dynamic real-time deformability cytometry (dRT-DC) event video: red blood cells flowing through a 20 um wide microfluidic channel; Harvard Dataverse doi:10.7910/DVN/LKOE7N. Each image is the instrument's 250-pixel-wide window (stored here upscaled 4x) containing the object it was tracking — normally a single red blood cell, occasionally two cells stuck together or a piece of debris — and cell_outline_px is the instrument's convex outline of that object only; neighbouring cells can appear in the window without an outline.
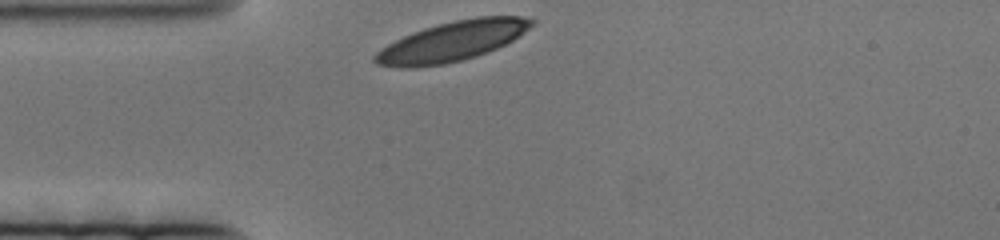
{"species": "human", "species_latin": "Homo sapiens", "temperature_condition": "cold", "stored_images_in_passage": 46, "camera_frame_rate_fps": 3000, "um_per_image_px": 0.085, "donor": {"sex": "female"}, "frame": {"image": 1, "passage_image": 1, "time_ms": 0.0, "image_size_px": [1000, 240], "cell_outline_px": [[536, 24], [512, 40], [488, 52], [476, 56], [444, 64], [416, 68], [400, 68], [376, 64], [372, 60], [372, 56], [376, 52], [388, 44], [404, 36], [424, 28], [456, 20], [476, 16], [524, 16], [536, 20]], "centroid_in_image_um": [38.43, 3.52], "position_along_channel_um": 46.6, "area_um2": 36.3}}
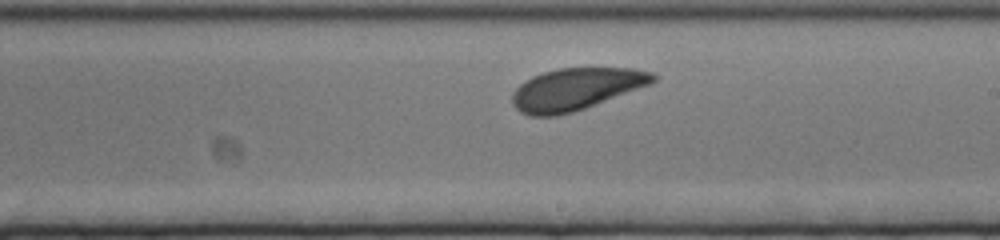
{"frame": {"image": 2, "passage_image": 27, "time_ms": 8.667, "image_size_px": [1000, 240], "cell_outline_px": [[656, 80], [652, 84], [584, 108], [572, 112], [556, 116], [528, 116], [520, 112], [512, 104], [512, 92], [520, 84], [532, 76], [544, 72], [560, 68], [636, 68], [652, 72], [656, 76]], "centroid_in_image_um": [48.95, 7.57], "position_along_channel_um": 240.0, "area_um2": 34.45}}
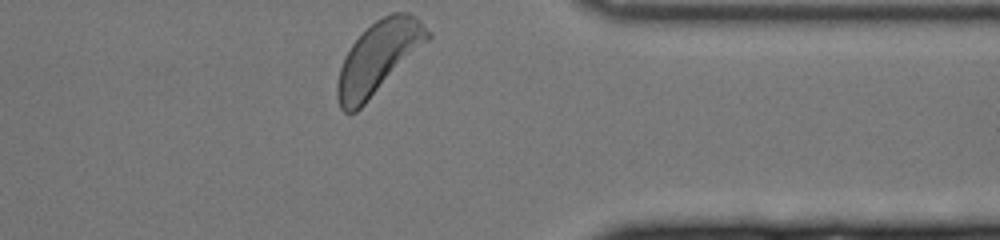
{"frame": {"image": 3, "passage_image": 46, "time_ms": 15.0, "image_size_px": [1000, 240], "cell_outline_px": [[432, 36], [356, 112], [344, 112], [340, 108], [336, 96], [336, 84], [340, 68], [352, 44], [376, 20], [392, 12], [408, 12], [416, 16], [432, 32]], "centroid_in_image_um": [32.16, 4.88], "position_along_channel_um": 379.2, "area_um2": 37.05}}